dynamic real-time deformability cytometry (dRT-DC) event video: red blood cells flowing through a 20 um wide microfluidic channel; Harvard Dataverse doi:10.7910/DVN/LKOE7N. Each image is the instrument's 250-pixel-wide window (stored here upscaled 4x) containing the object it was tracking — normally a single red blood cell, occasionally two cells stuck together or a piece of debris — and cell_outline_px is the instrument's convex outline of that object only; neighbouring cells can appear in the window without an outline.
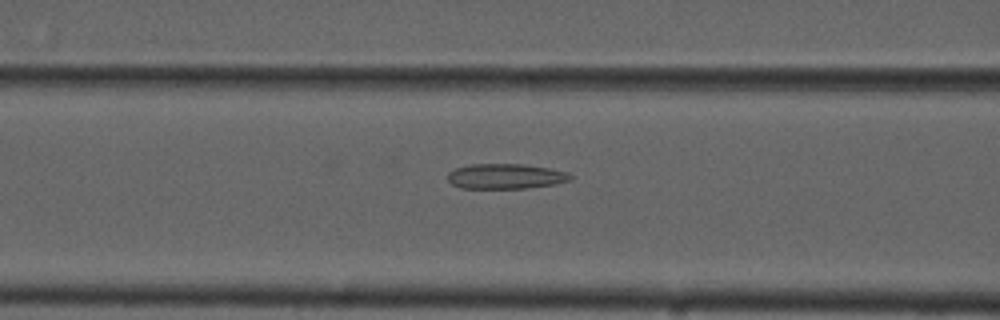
{"species": "common noctule bat (a hibernating species)", "species_latin": "Nyctalus noctula", "temperature_condition": "cold", "stored_images_in_passage": 50, "camera_frame_rate_fps": 3000, "um_per_image_px": 0.085, "animal": {"sex": "male", "forearm_length_mm": 52.5}, "frame": {"image": 1, "passage_image": 21, "time_ms": 6.667, "image_size_px": [1000, 320], "cell_outline_px": [[576, 176], [572, 180], [556, 184], [528, 188], [460, 188], [452, 184], [448, 180], [448, 172], [456, 168], [472, 164], [524, 164], [548, 168], [568, 172]], "centroid_in_image_um": [43.03, 14.99], "position_along_channel_um": 123.6, "area_um2": 18.15}}
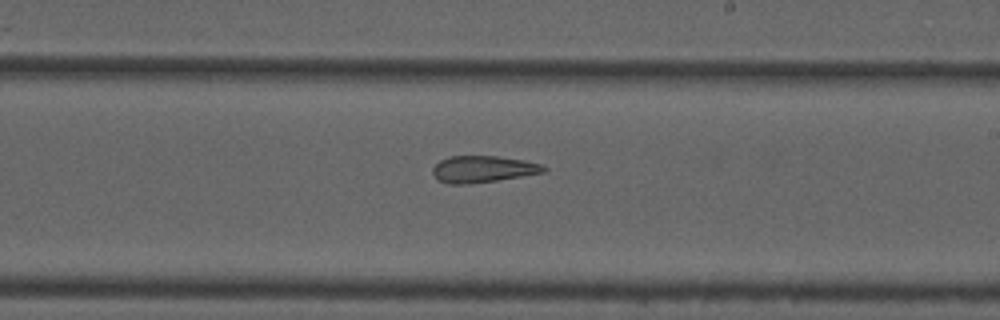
{"frame": {"image": 2, "passage_image": 31, "time_ms": 10.0, "image_size_px": [1000, 320], "cell_outline_px": [[548, 168], [544, 172], [496, 180], [464, 184], [448, 184], [440, 180], [432, 172], [432, 168], [440, 160], [448, 156], [496, 156], [524, 160], [540, 164]], "centroid_in_image_um": [41.03, 14.36], "position_along_channel_um": 248.0, "area_um2": 16.99}}
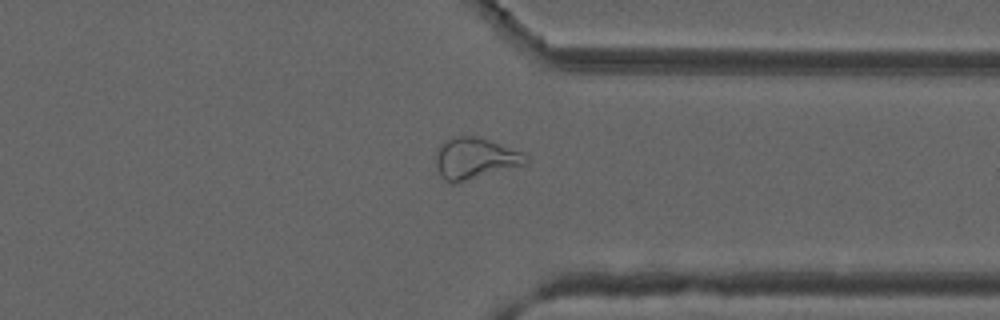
{"frame": {"image": 3, "passage_image": 41, "time_ms": 13.333, "image_size_px": [1000, 320], "cell_outline_px": [[528, 164], [456, 184], [448, 184], [440, 176], [436, 164], [436, 148], [444, 140], [460, 136], [476, 136], [524, 152], [528, 156]], "centroid_in_image_um": [40.37, 13.49], "position_along_channel_um": 371.0, "area_um2": 22.08}, "authors_computed_cell_mechanics": {"area_um2": 20.4612, "velocity_mm_per_s": 3.7313, "shape_relaxation_time_tau1_ms": null, "shape_relaxation_time_tau2_ms": 3.6919, "deformation_change_tau1": null, "deformation_change_tau2": 0.1272}}